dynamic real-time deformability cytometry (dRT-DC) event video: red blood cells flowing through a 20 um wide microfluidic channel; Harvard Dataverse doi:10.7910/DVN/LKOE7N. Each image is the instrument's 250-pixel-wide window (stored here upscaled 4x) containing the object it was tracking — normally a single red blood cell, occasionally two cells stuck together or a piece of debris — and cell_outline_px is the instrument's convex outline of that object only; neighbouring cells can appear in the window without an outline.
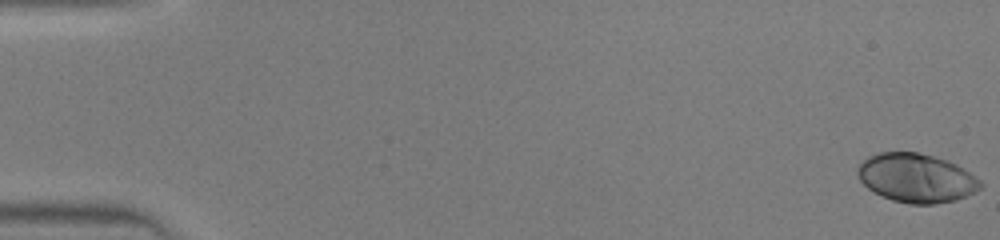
{"species": "human", "species_latin": "Homo sapiens", "temperature_condition": "warm", "stored_images_in_passage": 46, "camera_frame_rate_fps": 3000, "um_per_image_px": 0.085, "donor": {"sex": "male"}, "frame": {"image": 1, "passage_image": 1, "time_ms": 0.0, "image_size_px": [1000, 240], "cell_outline_px": [[984, 184], [976, 192], [956, 200], [932, 204], [908, 204], [892, 200], [880, 196], [868, 188], [860, 180], [856, 172], [856, 168], [868, 156], [876, 152], [920, 152], [948, 160], [956, 164], [980, 180]], "centroid_in_image_um": [77.87, 15.13], "position_along_channel_um": 7.1, "area_um2": 35.2}}
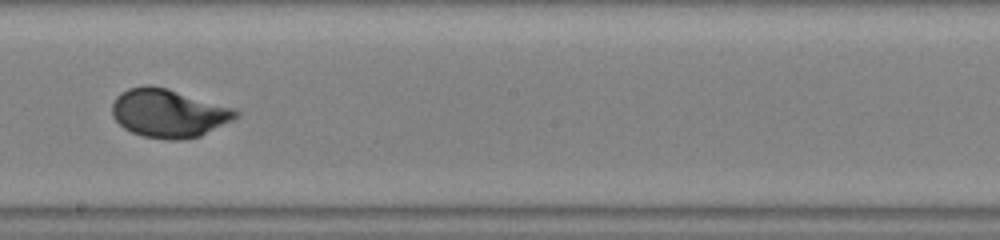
{"frame": {"image": 2, "passage_image": 27, "time_ms": 8.667, "image_size_px": [1000, 240], "cell_outline_px": [[240, 116], [200, 136], [180, 140], [168, 140], [144, 136], [132, 132], [124, 128], [112, 116], [112, 104], [116, 96], [120, 92], [128, 88], [144, 84], [152, 84], [168, 88], [236, 108], [240, 112]], "centroid_in_image_um": [14.34, 9.6], "position_along_channel_um": 233.9, "area_um2": 35.26}}
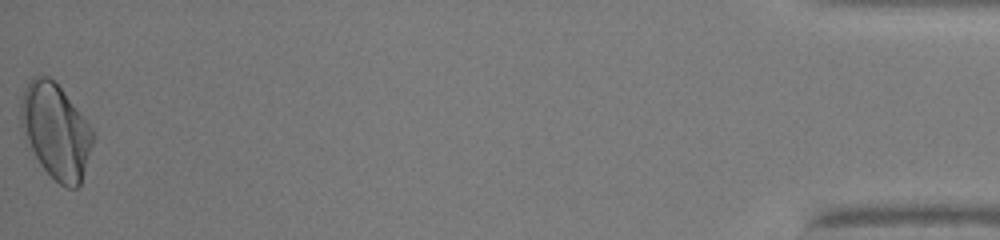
{"frame": {"image": 3, "passage_image": 46, "time_ms": 15.0, "image_size_px": [1000, 240], "cell_outline_px": [[92, 144], [80, 184], [76, 188], [68, 188], [60, 184], [40, 164], [24, 140], [20, 128], [20, 100], [24, 88], [32, 76], [48, 76], [60, 88], [92, 128]], "centroid_in_image_um": [4.68, 11.13], "position_along_channel_um": 430.5, "area_um2": 39.48}}